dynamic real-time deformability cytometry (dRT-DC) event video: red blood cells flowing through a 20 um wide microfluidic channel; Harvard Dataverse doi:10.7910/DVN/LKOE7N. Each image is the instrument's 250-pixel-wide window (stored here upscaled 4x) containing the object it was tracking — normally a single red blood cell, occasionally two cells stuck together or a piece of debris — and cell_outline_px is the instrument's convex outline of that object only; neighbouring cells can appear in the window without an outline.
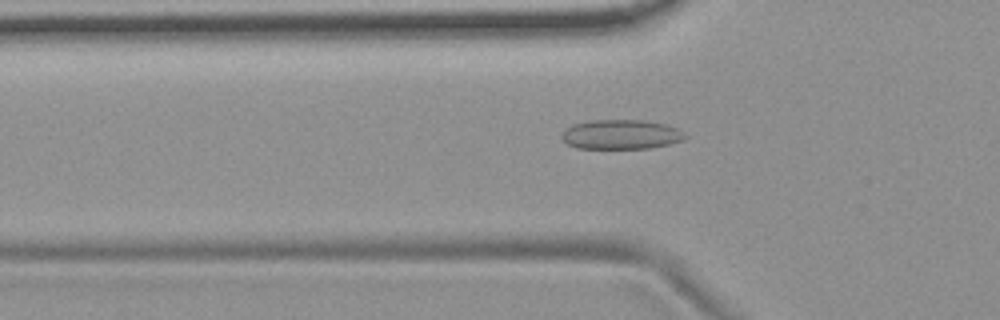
{"species": "common noctule bat (a hibernating species)", "species_latin": "Nyctalus noctula", "temperature_condition": "room temperature", "stored_images_in_passage": 54, "camera_frame_rate_fps": 3000, "um_per_image_px": 0.085, "animal": {"sex": "female", "body_mass_g": 19.9}, "frame": {"image": 1, "passage_image": 18, "time_ms": 5.667, "image_size_px": [1000, 320], "cell_outline_px": [[688, 136], [684, 140], [652, 148], [576, 148], [568, 144], [560, 136], [572, 124], [588, 120], [644, 120], [664, 124], [676, 128], [684, 132]], "centroid_in_image_um": [52.8, 11.42], "position_along_channel_um": 73.0, "area_um2": 21.21}}
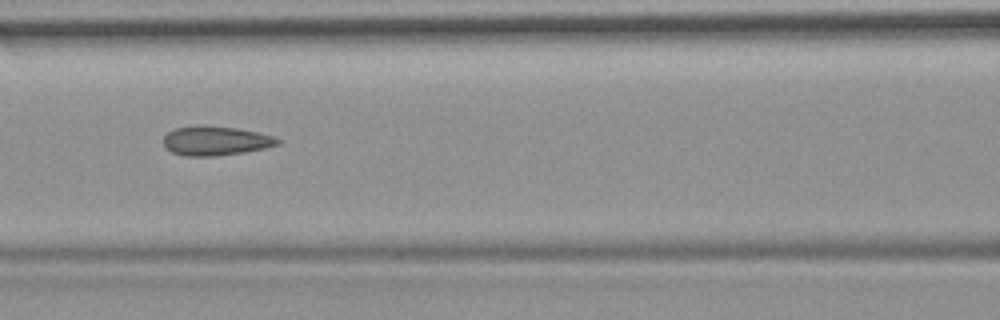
{"frame": {"image": 2, "passage_image": 24, "time_ms": 7.667, "image_size_px": [1000, 320], "cell_outline_px": [[280, 144], [264, 148], [244, 152], [216, 156], [184, 156], [172, 152], [164, 144], [164, 136], [168, 132], [176, 128], [196, 124], [200, 124], [236, 128], [256, 132], [272, 136], [280, 140]], "centroid_in_image_um": [18.3, 11.96], "position_along_channel_um": 148.3, "area_um2": 19.48}}
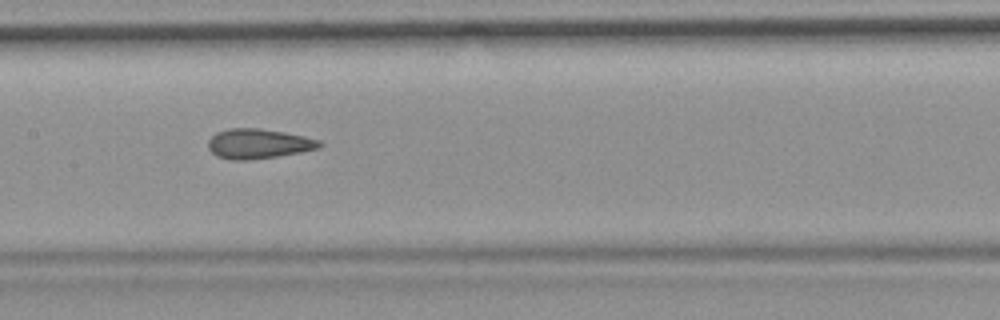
{"frame": {"image": 3, "passage_image": 27, "time_ms": 8.667, "image_size_px": [1000, 320], "cell_outline_px": [[324, 144], [320, 148], [300, 152], [276, 156], [248, 160], [228, 160], [216, 156], [208, 148], [208, 140], [216, 132], [228, 128], [260, 128], [284, 132], [304, 136], [320, 140]], "centroid_in_image_um": [21.95, 12.21], "position_along_channel_um": 185.4, "area_um2": 19.48}, "authors_computed_cell_mechanics": {"area_um2": 19.8543, "velocity_mm_per_s": 3.7295, "shape_relaxation_time_tau1_ms": null, "shape_relaxation_time_tau2_ms": 2.2798, "deformation_change_tau1": null, "deformation_change_tau2": 0.0951}}